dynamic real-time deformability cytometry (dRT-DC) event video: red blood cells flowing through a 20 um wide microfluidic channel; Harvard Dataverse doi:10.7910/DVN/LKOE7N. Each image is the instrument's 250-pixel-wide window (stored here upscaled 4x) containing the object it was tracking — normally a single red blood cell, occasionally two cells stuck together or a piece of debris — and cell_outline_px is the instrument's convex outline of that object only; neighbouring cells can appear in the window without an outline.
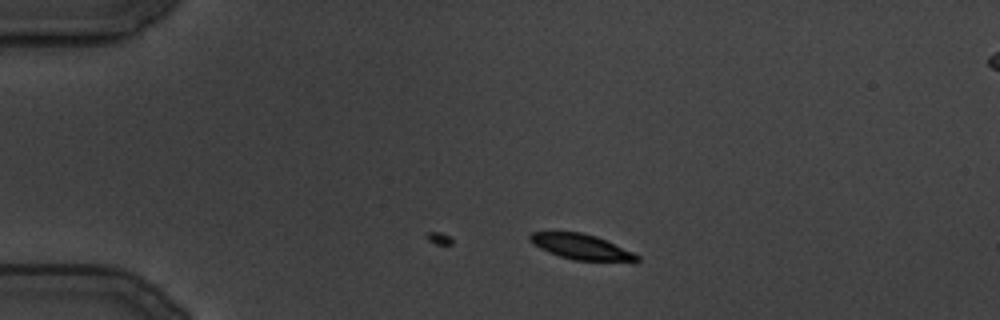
{"species": "common noctule bat (a hibernating species)", "species_latin": "Nyctalus noctula", "temperature_condition": "cold", "stored_images_in_passage": 14, "camera_frame_rate_fps": 3000, "um_per_image_px": 0.085, "animal": {"sex": "male", "body_mass_g": 19.5, "forearm_length_mm": 54.6}, "frame": {"image": 1, "passage_image": 14, "time_ms": 4.333, "image_size_px": [1000, 320], "cell_outline_px": [[640, 260], [576, 260], [560, 256], [548, 252], [540, 248], [528, 240], [528, 236], [532, 232], [580, 232], [596, 236], [632, 252], [640, 256]], "centroid_in_image_um": [49.32, 20.95], "position_along_channel_um": 35.7, "area_um2": 15.26}}